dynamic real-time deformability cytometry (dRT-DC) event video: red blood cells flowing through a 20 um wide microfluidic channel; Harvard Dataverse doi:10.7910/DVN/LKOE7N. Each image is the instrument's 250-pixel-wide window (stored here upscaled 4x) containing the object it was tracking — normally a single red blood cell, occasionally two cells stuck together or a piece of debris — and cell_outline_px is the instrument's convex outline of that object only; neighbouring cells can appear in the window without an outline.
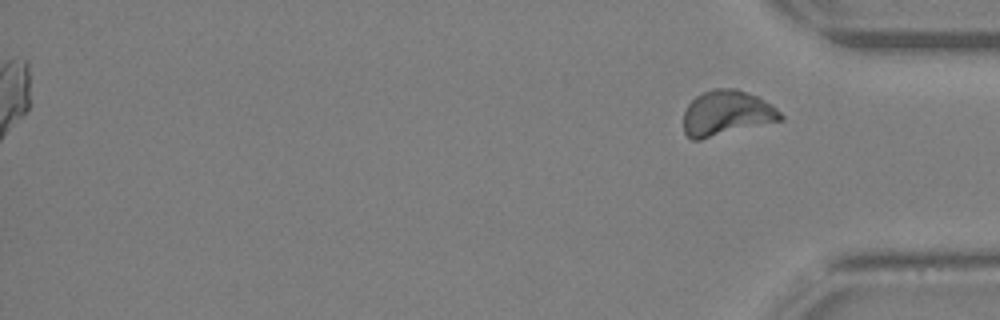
{"species": "Egyptian fruit bat (a non-hibernating species)", "species_latin": "Rousettus aegyptiacus", "temperature_condition": "warm", "stored_images_in_passage": 31, "camera_frame_rate_fps": 3000, "um_per_image_px": 0.085, "animal": {"sex": "female"}, "frame": {"image": 1, "passage_image": 31, "time_ms": 10.0, "image_size_px": [1000, 320], "cell_outline_px": [[784, 120], [700, 140], [692, 140], [684, 132], [684, 112], [688, 104], [696, 96], [712, 88], [736, 88], [756, 96], [772, 104], [784, 116]], "centroid_in_image_um": [61.77, 9.62], "position_along_channel_um": 373.4, "area_um2": 25.66}}